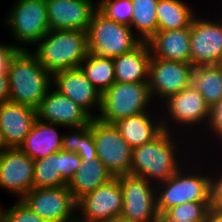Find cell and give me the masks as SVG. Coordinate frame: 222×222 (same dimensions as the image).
Returning a JSON list of instances; mask_svg holds the SVG:
<instances>
[{"label": "cell", "mask_w": 222, "mask_h": 222, "mask_svg": "<svg viewBox=\"0 0 222 222\" xmlns=\"http://www.w3.org/2000/svg\"><path fill=\"white\" fill-rule=\"evenodd\" d=\"M61 176L68 184L80 166L81 158L77 153L60 150Z\"/></svg>", "instance_id": "obj_33"}, {"label": "cell", "mask_w": 222, "mask_h": 222, "mask_svg": "<svg viewBox=\"0 0 222 222\" xmlns=\"http://www.w3.org/2000/svg\"><path fill=\"white\" fill-rule=\"evenodd\" d=\"M150 103L153 104L154 100L148 82H115L102 93L101 108L96 117L103 122L114 123L119 119L150 111Z\"/></svg>", "instance_id": "obj_6"}, {"label": "cell", "mask_w": 222, "mask_h": 222, "mask_svg": "<svg viewBox=\"0 0 222 222\" xmlns=\"http://www.w3.org/2000/svg\"><path fill=\"white\" fill-rule=\"evenodd\" d=\"M196 12L182 0H158L156 15L158 30L190 28Z\"/></svg>", "instance_id": "obj_25"}, {"label": "cell", "mask_w": 222, "mask_h": 222, "mask_svg": "<svg viewBox=\"0 0 222 222\" xmlns=\"http://www.w3.org/2000/svg\"><path fill=\"white\" fill-rule=\"evenodd\" d=\"M123 192L121 218L130 222H157L156 184L142 176L122 174L117 176Z\"/></svg>", "instance_id": "obj_10"}, {"label": "cell", "mask_w": 222, "mask_h": 222, "mask_svg": "<svg viewBox=\"0 0 222 222\" xmlns=\"http://www.w3.org/2000/svg\"><path fill=\"white\" fill-rule=\"evenodd\" d=\"M0 222H47L35 212L29 209L22 200L11 206L9 209L0 207Z\"/></svg>", "instance_id": "obj_32"}, {"label": "cell", "mask_w": 222, "mask_h": 222, "mask_svg": "<svg viewBox=\"0 0 222 222\" xmlns=\"http://www.w3.org/2000/svg\"><path fill=\"white\" fill-rule=\"evenodd\" d=\"M7 15L4 22L20 50H28L21 44L36 45L50 30L46 0H17Z\"/></svg>", "instance_id": "obj_7"}, {"label": "cell", "mask_w": 222, "mask_h": 222, "mask_svg": "<svg viewBox=\"0 0 222 222\" xmlns=\"http://www.w3.org/2000/svg\"><path fill=\"white\" fill-rule=\"evenodd\" d=\"M204 222H222V211L210 207Z\"/></svg>", "instance_id": "obj_40"}, {"label": "cell", "mask_w": 222, "mask_h": 222, "mask_svg": "<svg viewBox=\"0 0 222 222\" xmlns=\"http://www.w3.org/2000/svg\"><path fill=\"white\" fill-rule=\"evenodd\" d=\"M164 104L165 107L159 106V108H162L161 112L164 113V115L161 114L163 130L175 132L170 127L172 123H174L175 127H177V124L179 128L185 127L184 131L186 130V132H188V129L193 131L191 127L193 129L194 126V129H197V126L198 128L202 126L201 129H203V124L204 127H208L211 108L192 85L170 96L162 105L164 106Z\"/></svg>", "instance_id": "obj_8"}, {"label": "cell", "mask_w": 222, "mask_h": 222, "mask_svg": "<svg viewBox=\"0 0 222 222\" xmlns=\"http://www.w3.org/2000/svg\"><path fill=\"white\" fill-rule=\"evenodd\" d=\"M53 89L48 91L36 108L37 119L66 129L86 125L91 121L92 117L81 106Z\"/></svg>", "instance_id": "obj_19"}, {"label": "cell", "mask_w": 222, "mask_h": 222, "mask_svg": "<svg viewBox=\"0 0 222 222\" xmlns=\"http://www.w3.org/2000/svg\"><path fill=\"white\" fill-rule=\"evenodd\" d=\"M191 85L214 106L222 98V64L194 67Z\"/></svg>", "instance_id": "obj_26"}, {"label": "cell", "mask_w": 222, "mask_h": 222, "mask_svg": "<svg viewBox=\"0 0 222 222\" xmlns=\"http://www.w3.org/2000/svg\"><path fill=\"white\" fill-rule=\"evenodd\" d=\"M97 9L110 20L131 24L133 16L131 0H98Z\"/></svg>", "instance_id": "obj_30"}, {"label": "cell", "mask_w": 222, "mask_h": 222, "mask_svg": "<svg viewBox=\"0 0 222 222\" xmlns=\"http://www.w3.org/2000/svg\"><path fill=\"white\" fill-rule=\"evenodd\" d=\"M37 119L36 109L12 101L0 104V141L3 148L20 147Z\"/></svg>", "instance_id": "obj_18"}, {"label": "cell", "mask_w": 222, "mask_h": 222, "mask_svg": "<svg viewBox=\"0 0 222 222\" xmlns=\"http://www.w3.org/2000/svg\"><path fill=\"white\" fill-rule=\"evenodd\" d=\"M215 170L211 172V208L222 211V171Z\"/></svg>", "instance_id": "obj_36"}, {"label": "cell", "mask_w": 222, "mask_h": 222, "mask_svg": "<svg viewBox=\"0 0 222 222\" xmlns=\"http://www.w3.org/2000/svg\"><path fill=\"white\" fill-rule=\"evenodd\" d=\"M79 68L101 94L116 82L113 58L88 53Z\"/></svg>", "instance_id": "obj_27"}, {"label": "cell", "mask_w": 222, "mask_h": 222, "mask_svg": "<svg viewBox=\"0 0 222 222\" xmlns=\"http://www.w3.org/2000/svg\"><path fill=\"white\" fill-rule=\"evenodd\" d=\"M211 202H187L181 205L170 207L165 213L176 220L204 222Z\"/></svg>", "instance_id": "obj_31"}, {"label": "cell", "mask_w": 222, "mask_h": 222, "mask_svg": "<svg viewBox=\"0 0 222 222\" xmlns=\"http://www.w3.org/2000/svg\"><path fill=\"white\" fill-rule=\"evenodd\" d=\"M174 134L176 133L163 130L151 142L133 148L130 174L142 176L154 184L166 181L174 175L187 162L185 156L188 154L182 155L184 150L179 148L183 142L180 135L177 137ZM174 138H180V142Z\"/></svg>", "instance_id": "obj_1"}, {"label": "cell", "mask_w": 222, "mask_h": 222, "mask_svg": "<svg viewBox=\"0 0 222 222\" xmlns=\"http://www.w3.org/2000/svg\"><path fill=\"white\" fill-rule=\"evenodd\" d=\"M8 79L9 101L30 106L34 109L46 96L52 86V74L48 72L32 53V50H19L12 58Z\"/></svg>", "instance_id": "obj_2"}, {"label": "cell", "mask_w": 222, "mask_h": 222, "mask_svg": "<svg viewBox=\"0 0 222 222\" xmlns=\"http://www.w3.org/2000/svg\"><path fill=\"white\" fill-rule=\"evenodd\" d=\"M50 30L87 31L97 3L92 0H46Z\"/></svg>", "instance_id": "obj_17"}, {"label": "cell", "mask_w": 222, "mask_h": 222, "mask_svg": "<svg viewBox=\"0 0 222 222\" xmlns=\"http://www.w3.org/2000/svg\"><path fill=\"white\" fill-rule=\"evenodd\" d=\"M3 150V146L1 144V141H0V152Z\"/></svg>", "instance_id": "obj_43"}, {"label": "cell", "mask_w": 222, "mask_h": 222, "mask_svg": "<svg viewBox=\"0 0 222 222\" xmlns=\"http://www.w3.org/2000/svg\"><path fill=\"white\" fill-rule=\"evenodd\" d=\"M34 188L67 186L61 176L60 151L45 158L34 160Z\"/></svg>", "instance_id": "obj_29"}, {"label": "cell", "mask_w": 222, "mask_h": 222, "mask_svg": "<svg viewBox=\"0 0 222 222\" xmlns=\"http://www.w3.org/2000/svg\"><path fill=\"white\" fill-rule=\"evenodd\" d=\"M80 158L97 157L96 144L90 130V122L81 125V145L77 153Z\"/></svg>", "instance_id": "obj_34"}, {"label": "cell", "mask_w": 222, "mask_h": 222, "mask_svg": "<svg viewBox=\"0 0 222 222\" xmlns=\"http://www.w3.org/2000/svg\"><path fill=\"white\" fill-rule=\"evenodd\" d=\"M210 131V136L213 134L218 141L217 143H222V98L211 107V116L208 124V128L205 127V130Z\"/></svg>", "instance_id": "obj_35"}, {"label": "cell", "mask_w": 222, "mask_h": 222, "mask_svg": "<svg viewBox=\"0 0 222 222\" xmlns=\"http://www.w3.org/2000/svg\"><path fill=\"white\" fill-rule=\"evenodd\" d=\"M21 200L47 222H77V201L67 186L33 188Z\"/></svg>", "instance_id": "obj_11"}, {"label": "cell", "mask_w": 222, "mask_h": 222, "mask_svg": "<svg viewBox=\"0 0 222 222\" xmlns=\"http://www.w3.org/2000/svg\"><path fill=\"white\" fill-rule=\"evenodd\" d=\"M87 40L89 53L109 58L130 52L142 42L129 25L108 19L98 9L91 18Z\"/></svg>", "instance_id": "obj_5"}, {"label": "cell", "mask_w": 222, "mask_h": 222, "mask_svg": "<svg viewBox=\"0 0 222 222\" xmlns=\"http://www.w3.org/2000/svg\"><path fill=\"white\" fill-rule=\"evenodd\" d=\"M13 44L0 43V74L8 73L9 65L14 55L19 51Z\"/></svg>", "instance_id": "obj_38"}, {"label": "cell", "mask_w": 222, "mask_h": 222, "mask_svg": "<svg viewBox=\"0 0 222 222\" xmlns=\"http://www.w3.org/2000/svg\"><path fill=\"white\" fill-rule=\"evenodd\" d=\"M157 222H195V221H186V220H176L173 218H170L165 212L164 213H160L158 218H157Z\"/></svg>", "instance_id": "obj_41"}, {"label": "cell", "mask_w": 222, "mask_h": 222, "mask_svg": "<svg viewBox=\"0 0 222 222\" xmlns=\"http://www.w3.org/2000/svg\"><path fill=\"white\" fill-rule=\"evenodd\" d=\"M122 209L123 192L114 177L77 200V222H107L120 217Z\"/></svg>", "instance_id": "obj_12"}, {"label": "cell", "mask_w": 222, "mask_h": 222, "mask_svg": "<svg viewBox=\"0 0 222 222\" xmlns=\"http://www.w3.org/2000/svg\"><path fill=\"white\" fill-rule=\"evenodd\" d=\"M113 178L98 157L81 158L80 166L67 187L77 201Z\"/></svg>", "instance_id": "obj_24"}, {"label": "cell", "mask_w": 222, "mask_h": 222, "mask_svg": "<svg viewBox=\"0 0 222 222\" xmlns=\"http://www.w3.org/2000/svg\"><path fill=\"white\" fill-rule=\"evenodd\" d=\"M37 44L32 53L51 74L79 68L89 53L87 31L49 30Z\"/></svg>", "instance_id": "obj_3"}, {"label": "cell", "mask_w": 222, "mask_h": 222, "mask_svg": "<svg viewBox=\"0 0 222 222\" xmlns=\"http://www.w3.org/2000/svg\"><path fill=\"white\" fill-rule=\"evenodd\" d=\"M34 160L19 147L0 152V188L21 200L34 188Z\"/></svg>", "instance_id": "obj_15"}, {"label": "cell", "mask_w": 222, "mask_h": 222, "mask_svg": "<svg viewBox=\"0 0 222 222\" xmlns=\"http://www.w3.org/2000/svg\"><path fill=\"white\" fill-rule=\"evenodd\" d=\"M159 114L157 113L158 116L155 115V118L151 111H145L119 119L113 124L127 143L135 148L151 142L163 131L161 113Z\"/></svg>", "instance_id": "obj_22"}, {"label": "cell", "mask_w": 222, "mask_h": 222, "mask_svg": "<svg viewBox=\"0 0 222 222\" xmlns=\"http://www.w3.org/2000/svg\"><path fill=\"white\" fill-rule=\"evenodd\" d=\"M190 28L158 30L148 41L152 57L190 63Z\"/></svg>", "instance_id": "obj_20"}, {"label": "cell", "mask_w": 222, "mask_h": 222, "mask_svg": "<svg viewBox=\"0 0 222 222\" xmlns=\"http://www.w3.org/2000/svg\"><path fill=\"white\" fill-rule=\"evenodd\" d=\"M188 161L168 180L156 184L159 214L187 202H211V173L188 168Z\"/></svg>", "instance_id": "obj_4"}, {"label": "cell", "mask_w": 222, "mask_h": 222, "mask_svg": "<svg viewBox=\"0 0 222 222\" xmlns=\"http://www.w3.org/2000/svg\"><path fill=\"white\" fill-rule=\"evenodd\" d=\"M133 5L132 30L142 42H148L158 31L156 6L158 0H131Z\"/></svg>", "instance_id": "obj_28"}, {"label": "cell", "mask_w": 222, "mask_h": 222, "mask_svg": "<svg viewBox=\"0 0 222 222\" xmlns=\"http://www.w3.org/2000/svg\"><path fill=\"white\" fill-rule=\"evenodd\" d=\"M10 86L7 73L0 74V104L9 101Z\"/></svg>", "instance_id": "obj_39"}, {"label": "cell", "mask_w": 222, "mask_h": 222, "mask_svg": "<svg viewBox=\"0 0 222 222\" xmlns=\"http://www.w3.org/2000/svg\"><path fill=\"white\" fill-rule=\"evenodd\" d=\"M52 86L61 94L81 106L92 118L97 107L100 112L101 92L83 74L80 68L61 70L52 74ZM95 107V108H94ZM92 110V111H91Z\"/></svg>", "instance_id": "obj_16"}, {"label": "cell", "mask_w": 222, "mask_h": 222, "mask_svg": "<svg viewBox=\"0 0 222 222\" xmlns=\"http://www.w3.org/2000/svg\"><path fill=\"white\" fill-rule=\"evenodd\" d=\"M213 20L198 16L192 20L190 63L194 67L222 64V16Z\"/></svg>", "instance_id": "obj_13"}, {"label": "cell", "mask_w": 222, "mask_h": 222, "mask_svg": "<svg viewBox=\"0 0 222 222\" xmlns=\"http://www.w3.org/2000/svg\"><path fill=\"white\" fill-rule=\"evenodd\" d=\"M69 129L71 131L67 135H63L62 150L66 152L78 153L81 145V126L69 127Z\"/></svg>", "instance_id": "obj_37"}, {"label": "cell", "mask_w": 222, "mask_h": 222, "mask_svg": "<svg viewBox=\"0 0 222 222\" xmlns=\"http://www.w3.org/2000/svg\"><path fill=\"white\" fill-rule=\"evenodd\" d=\"M194 66L191 63L168 61L152 57L149 68V91L155 103L164 102L170 96L191 86ZM155 96V97H154Z\"/></svg>", "instance_id": "obj_14"}, {"label": "cell", "mask_w": 222, "mask_h": 222, "mask_svg": "<svg viewBox=\"0 0 222 222\" xmlns=\"http://www.w3.org/2000/svg\"><path fill=\"white\" fill-rule=\"evenodd\" d=\"M97 157L114 177L130 174L133 148L121 136L113 123L94 117L90 121Z\"/></svg>", "instance_id": "obj_9"}, {"label": "cell", "mask_w": 222, "mask_h": 222, "mask_svg": "<svg viewBox=\"0 0 222 222\" xmlns=\"http://www.w3.org/2000/svg\"><path fill=\"white\" fill-rule=\"evenodd\" d=\"M57 127H64L54 123L36 119L25 141L19 147L31 159H41L62 150L63 136Z\"/></svg>", "instance_id": "obj_23"}, {"label": "cell", "mask_w": 222, "mask_h": 222, "mask_svg": "<svg viewBox=\"0 0 222 222\" xmlns=\"http://www.w3.org/2000/svg\"><path fill=\"white\" fill-rule=\"evenodd\" d=\"M107 222H130L129 220H126V219H123L121 217H115L113 218L112 220L110 221H107Z\"/></svg>", "instance_id": "obj_42"}, {"label": "cell", "mask_w": 222, "mask_h": 222, "mask_svg": "<svg viewBox=\"0 0 222 222\" xmlns=\"http://www.w3.org/2000/svg\"><path fill=\"white\" fill-rule=\"evenodd\" d=\"M151 58L148 42H141L132 51L113 58L115 81L119 83L148 82Z\"/></svg>", "instance_id": "obj_21"}]
</instances>
